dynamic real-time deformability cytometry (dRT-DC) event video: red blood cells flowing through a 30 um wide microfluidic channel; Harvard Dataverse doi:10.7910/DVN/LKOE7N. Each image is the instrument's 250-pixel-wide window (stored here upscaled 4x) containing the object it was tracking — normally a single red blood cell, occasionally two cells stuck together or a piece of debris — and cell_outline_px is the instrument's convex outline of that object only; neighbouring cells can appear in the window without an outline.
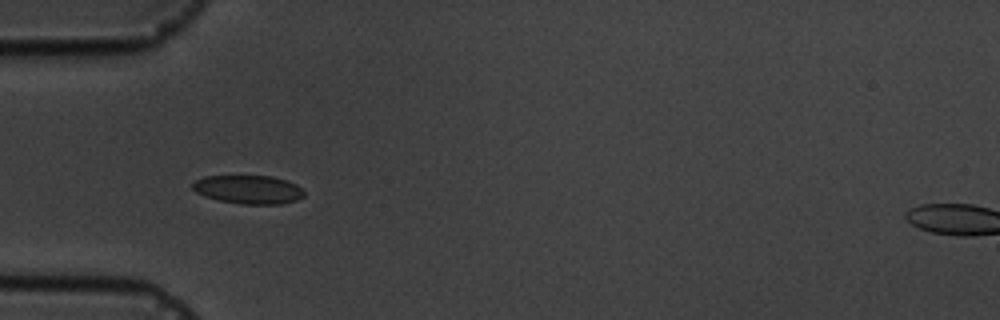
{"species": "common noctule bat (a hibernating species)", "species_latin": "Nyctalus noctula", "temperature_condition": "cold", "stored_images_in_passage": 16, "camera_frame_rate_fps": 3000, "um_per_image_px": 0.085, "animal": {"sex": "male", "body_mass_g": 19.5, "forearm_length_mm": 54.6}, "frame": {"image": 1, "passage_image": 6, "time_ms": 5.667, "image_size_px": [1000, 320], "cell_outline_px": [[304, 196], [296, 200], [280, 204], [240, 204], [220, 200], [204, 196], [196, 192], [192, 188], [192, 184], [196, 180], [204, 176], [272, 176], [288, 180], [296, 184], [304, 192]], "centroid_in_image_um": [21.12, 16.1], "position_along_channel_um": 63.9, "area_um2": 18.55}}
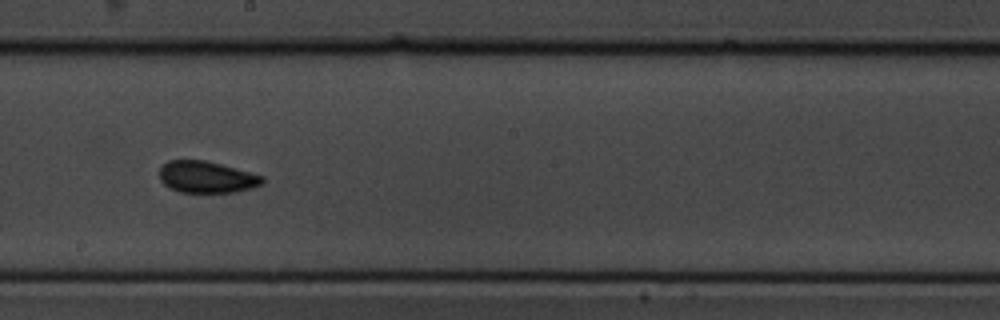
{"frame": {"image": 2, "passage_image": 10, "time_ms": 10.333, "image_size_px": [1000, 320], "cell_outline_px": [[264, 184], [252, 188], [236, 192], [180, 192], [168, 188], [160, 180], [160, 168], [168, 160], [204, 160], [220, 164], [264, 176]], "centroid_in_image_um": [17.57, 15.06], "position_along_channel_um": 230.6, "area_um2": 19.02}}
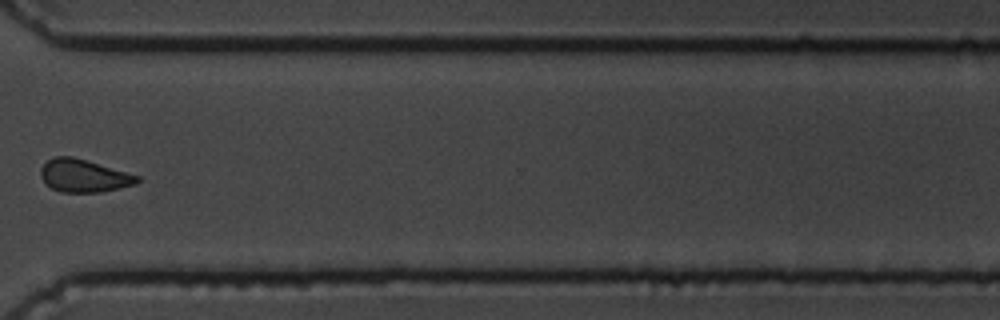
{"frame": {"image": 3, "passage_image": 13, "time_ms": 14.0, "image_size_px": [1000, 320], "cell_outline_px": [[140, 180], [136, 184], [120, 188], [100, 192], [60, 192], [44, 184], [40, 176], [40, 168], [48, 160], [56, 156], [72, 156], [140, 176]], "centroid_in_image_um": [7.1, 14.95], "position_along_channel_um": 363.5, "area_um2": 18.44}, "authors_computed_cell_mechanics": {"area_um2": 19.0162, "velocity_mm_per_s": 3.6178, "shape_relaxation_time_tau1_ms": null, "shape_relaxation_time_tau2_ms": 1.4029, "deformation_change_tau1": null, "deformation_change_tau2": 0.0292}}